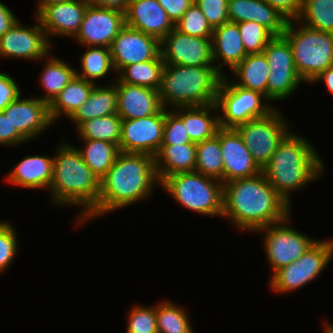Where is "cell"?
<instances>
[{"mask_svg":"<svg viewBox=\"0 0 333 333\" xmlns=\"http://www.w3.org/2000/svg\"><path fill=\"white\" fill-rule=\"evenodd\" d=\"M288 206L263 172L223 184L222 216H230L239 228L257 230L286 222Z\"/></svg>","mask_w":333,"mask_h":333,"instance_id":"6da1fadb","label":"cell"},{"mask_svg":"<svg viewBox=\"0 0 333 333\" xmlns=\"http://www.w3.org/2000/svg\"><path fill=\"white\" fill-rule=\"evenodd\" d=\"M157 180L153 156L120 152L100 181L96 216L148 196Z\"/></svg>","mask_w":333,"mask_h":333,"instance_id":"7a4b0ae2","label":"cell"},{"mask_svg":"<svg viewBox=\"0 0 333 333\" xmlns=\"http://www.w3.org/2000/svg\"><path fill=\"white\" fill-rule=\"evenodd\" d=\"M322 167V162L311 144L302 137L289 133L278 145L262 172L288 204V192L317 178L322 173Z\"/></svg>","mask_w":333,"mask_h":333,"instance_id":"3957f363","label":"cell"},{"mask_svg":"<svg viewBox=\"0 0 333 333\" xmlns=\"http://www.w3.org/2000/svg\"><path fill=\"white\" fill-rule=\"evenodd\" d=\"M54 157L53 177L50 187L55 203L84 205L87 218L96 216L100 195V180L82 160L80 152L63 144Z\"/></svg>","mask_w":333,"mask_h":333,"instance_id":"277c9868","label":"cell"},{"mask_svg":"<svg viewBox=\"0 0 333 333\" xmlns=\"http://www.w3.org/2000/svg\"><path fill=\"white\" fill-rule=\"evenodd\" d=\"M220 67L164 65L158 90L163 108L165 101L179 107L215 104Z\"/></svg>","mask_w":333,"mask_h":333,"instance_id":"5b68a950","label":"cell"},{"mask_svg":"<svg viewBox=\"0 0 333 333\" xmlns=\"http://www.w3.org/2000/svg\"><path fill=\"white\" fill-rule=\"evenodd\" d=\"M294 29L292 21H288L282 36L290 44L294 64L302 81L312 82L321 72L333 66V33L304 25L299 31Z\"/></svg>","mask_w":333,"mask_h":333,"instance_id":"8992f818","label":"cell"},{"mask_svg":"<svg viewBox=\"0 0 333 333\" xmlns=\"http://www.w3.org/2000/svg\"><path fill=\"white\" fill-rule=\"evenodd\" d=\"M212 177L198 172L177 173L160 183L186 208L206 215L223 213V183L213 184Z\"/></svg>","mask_w":333,"mask_h":333,"instance_id":"52a82bcc","label":"cell"},{"mask_svg":"<svg viewBox=\"0 0 333 333\" xmlns=\"http://www.w3.org/2000/svg\"><path fill=\"white\" fill-rule=\"evenodd\" d=\"M274 110L264 117L252 119L234 128L261 169L270 162L278 145L289 134L286 131L287 125Z\"/></svg>","mask_w":333,"mask_h":333,"instance_id":"ba28073f","label":"cell"},{"mask_svg":"<svg viewBox=\"0 0 333 333\" xmlns=\"http://www.w3.org/2000/svg\"><path fill=\"white\" fill-rule=\"evenodd\" d=\"M217 91L216 105L222 108L224 118H219L220 128H235L252 119L266 116L272 107L263 106L260 92L247 90L223 80ZM262 105V106H261Z\"/></svg>","mask_w":333,"mask_h":333,"instance_id":"9c48e42d","label":"cell"},{"mask_svg":"<svg viewBox=\"0 0 333 333\" xmlns=\"http://www.w3.org/2000/svg\"><path fill=\"white\" fill-rule=\"evenodd\" d=\"M333 254V241L316 242L296 262L281 267L273 273L271 286L287 292L302 287L313 280L329 263Z\"/></svg>","mask_w":333,"mask_h":333,"instance_id":"30bf717a","label":"cell"},{"mask_svg":"<svg viewBox=\"0 0 333 333\" xmlns=\"http://www.w3.org/2000/svg\"><path fill=\"white\" fill-rule=\"evenodd\" d=\"M263 53L270 74L267 81V99L288 97L301 82L289 42L283 36H274Z\"/></svg>","mask_w":333,"mask_h":333,"instance_id":"8fae6325","label":"cell"},{"mask_svg":"<svg viewBox=\"0 0 333 333\" xmlns=\"http://www.w3.org/2000/svg\"><path fill=\"white\" fill-rule=\"evenodd\" d=\"M165 109L145 118L122 120L120 152L155 157L163 142Z\"/></svg>","mask_w":333,"mask_h":333,"instance_id":"7c38bea8","label":"cell"},{"mask_svg":"<svg viewBox=\"0 0 333 333\" xmlns=\"http://www.w3.org/2000/svg\"><path fill=\"white\" fill-rule=\"evenodd\" d=\"M210 39L183 34L174 28L160 41L164 65L212 66L215 61Z\"/></svg>","mask_w":333,"mask_h":333,"instance_id":"4fadbf2b","label":"cell"},{"mask_svg":"<svg viewBox=\"0 0 333 333\" xmlns=\"http://www.w3.org/2000/svg\"><path fill=\"white\" fill-rule=\"evenodd\" d=\"M160 49L157 38L125 25L112 41L110 54L114 69L122 71L126 66L154 60Z\"/></svg>","mask_w":333,"mask_h":333,"instance_id":"5bb4252c","label":"cell"},{"mask_svg":"<svg viewBox=\"0 0 333 333\" xmlns=\"http://www.w3.org/2000/svg\"><path fill=\"white\" fill-rule=\"evenodd\" d=\"M124 26V12L89 4L75 37L88 47L97 45L110 48Z\"/></svg>","mask_w":333,"mask_h":333,"instance_id":"9a60e30c","label":"cell"},{"mask_svg":"<svg viewBox=\"0 0 333 333\" xmlns=\"http://www.w3.org/2000/svg\"><path fill=\"white\" fill-rule=\"evenodd\" d=\"M275 225V227L268 225L258 229L268 230L265 239V250L273 272L292 262H296L317 242L289 227L280 226L277 223Z\"/></svg>","mask_w":333,"mask_h":333,"instance_id":"2e32d148","label":"cell"},{"mask_svg":"<svg viewBox=\"0 0 333 333\" xmlns=\"http://www.w3.org/2000/svg\"><path fill=\"white\" fill-rule=\"evenodd\" d=\"M219 140L223 157V184L236 179L250 178L262 172L234 128H220Z\"/></svg>","mask_w":333,"mask_h":333,"instance_id":"e0dca14e","label":"cell"},{"mask_svg":"<svg viewBox=\"0 0 333 333\" xmlns=\"http://www.w3.org/2000/svg\"><path fill=\"white\" fill-rule=\"evenodd\" d=\"M40 25L23 28L18 21L0 38V55L39 59L46 56L50 43Z\"/></svg>","mask_w":333,"mask_h":333,"instance_id":"ac0fdd59","label":"cell"},{"mask_svg":"<svg viewBox=\"0 0 333 333\" xmlns=\"http://www.w3.org/2000/svg\"><path fill=\"white\" fill-rule=\"evenodd\" d=\"M125 25L161 41L175 28L157 0H130L124 12Z\"/></svg>","mask_w":333,"mask_h":333,"instance_id":"d6986e66","label":"cell"},{"mask_svg":"<svg viewBox=\"0 0 333 333\" xmlns=\"http://www.w3.org/2000/svg\"><path fill=\"white\" fill-rule=\"evenodd\" d=\"M89 3L87 0H69L45 6L37 19L47 34L76 36Z\"/></svg>","mask_w":333,"mask_h":333,"instance_id":"ffe728a7","label":"cell"},{"mask_svg":"<svg viewBox=\"0 0 333 333\" xmlns=\"http://www.w3.org/2000/svg\"><path fill=\"white\" fill-rule=\"evenodd\" d=\"M2 112L26 140L33 138L53 122L49 104L40 98L20 100L19 97Z\"/></svg>","mask_w":333,"mask_h":333,"instance_id":"44dd1931","label":"cell"},{"mask_svg":"<svg viewBox=\"0 0 333 333\" xmlns=\"http://www.w3.org/2000/svg\"><path fill=\"white\" fill-rule=\"evenodd\" d=\"M116 83L117 114L122 120L145 118L163 108L158 90L125 84L120 80Z\"/></svg>","mask_w":333,"mask_h":333,"instance_id":"7402d4cb","label":"cell"},{"mask_svg":"<svg viewBox=\"0 0 333 333\" xmlns=\"http://www.w3.org/2000/svg\"><path fill=\"white\" fill-rule=\"evenodd\" d=\"M230 22L254 21L266 27L274 36H282L286 18L264 0H228Z\"/></svg>","mask_w":333,"mask_h":333,"instance_id":"603a6c76","label":"cell"},{"mask_svg":"<svg viewBox=\"0 0 333 333\" xmlns=\"http://www.w3.org/2000/svg\"><path fill=\"white\" fill-rule=\"evenodd\" d=\"M154 161L159 182L165 177L177 173L194 172L196 166V143L161 145L154 157ZM162 163L163 167L161 166Z\"/></svg>","mask_w":333,"mask_h":333,"instance_id":"cb8c5ba5","label":"cell"},{"mask_svg":"<svg viewBox=\"0 0 333 333\" xmlns=\"http://www.w3.org/2000/svg\"><path fill=\"white\" fill-rule=\"evenodd\" d=\"M54 159L42 156L25 157L8 176V180L25 188L50 187Z\"/></svg>","mask_w":333,"mask_h":333,"instance_id":"d4e9b609","label":"cell"},{"mask_svg":"<svg viewBox=\"0 0 333 333\" xmlns=\"http://www.w3.org/2000/svg\"><path fill=\"white\" fill-rule=\"evenodd\" d=\"M212 39L215 43L212 44L213 60L221 56L232 71L247 56L238 23L228 21L214 28Z\"/></svg>","mask_w":333,"mask_h":333,"instance_id":"484cf974","label":"cell"},{"mask_svg":"<svg viewBox=\"0 0 333 333\" xmlns=\"http://www.w3.org/2000/svg\"><path fill=\"white\" fill-rule=\"evenodd\" d=\"M112 114H117L116 85L108 88L94 86L87 101L70 118L79 127L85 121Z\"/></svg>","mask_w":333,"mask_h":333,"instance_id":"4316f807","label":"cell"},{"mask_svg":"<svg viewBox=\"0 0 333 333\" xmlns=\"http://www.w3.org/2000/svg\"><path fill=\"white\" fill-rule=\"evenodd\" d=\"M93 87V83L75 75L49 104L51 120L54 121L61 112L70 118L87 101Z\"/></svg>","mask_w":333,"mask_h":333,"instance_id":"83f0119b","label":"cell"},{"mask_svg":"<svg viewBox=\"0 0 333 333\" xmlns=\"http://www.w3.org/2000/svg\"><path fill=\"white\" fill-rule=\"evenodd\" d=\"M233 70L241 80L239 84L235 82V85L247 90L260 92L267 98V81L270 71L268 61L263 52L247 54Z\"/></svg>","mask_w":333,"mask_h":333,"instance_id":"f1b7e54d","label":"cell"},{"mask_svg":"<svg viewBox=\"0 0 333 333\" xmlns=\"http://www.w3.org/2000/svg\"><path fill=\"white\" fill-rule=\"evenodd\" d=\"M180 108H183L186 114L183 112L182 115L177 114V116L186 126L187 133L192 142H202L214 137L217 134V131L220 129L219 116L218 118L213 119L208 115L210 109H217L216 103Z\"/></svg>","mask_w":333,"mask_h":333,"instance_id":"f546056e","label":"cell"},{"mask_svg":"<svg viewBox=\"0 0 333 333\" xmlns=\"http://www.w3.org/2000/svg\"><path fill=\"white\" fill-rule=\"evenodd\" d=\"M86 143L84 150H78L82 160L90 168V170L101 179L107 174L114 164L118 154L119 147L116 144L102 140L83 139Z\"/></svg>","mask_w":333,"mask_h":333,"instance_id":"4dcf8cb0","label":"cell"},{"mask_svg":"<svg viewBox=\"0 0 333 333\" xmlns=\"http://www.w3.org/2000/svg\"><path fill=\"white\" fill-rule=\"evenodd\" d=\"M163 68L164 61L160 53L154 60L126 66L121 71L119 80L125 84L159 90Z\"/></svg>","mask_w":333,"mask_h":333,"instance_id":"1f68e13d","label":"cell"},{"mask_svg":"<svg viewBox=\"0 0 333 333\" xmlns=\"http://www.w3.org/2000/svg\"><path fill=\"white\" fill-rule=\"evenodd\" d=\"M223 165L218 130L214 137L196 143L195 172L223 181Z\"/></svg>","mask_w":333,"mask_h":333,"instance_id":"d6a6232c","label":"cell"},{"mask_svg":"<svg viewBox=\"0 0 333 333\" xmlns=\"http://www.w3.org/2000/svg\"><path fill=\"white\" fill-rule=\"evenodd\" d=\"M122 119L118 114L83 122L78 131L83 139L102 140L119 147Z\"/></svg>","mask_w":333,"mask_h":333,"instance_id":"836d02e7","label":"cell"},{"mask_svg":"<svg viewBox=\"0 0 333 333\" xmlns=\"http://www.w3.org/2000/svg\"><path fill=\"white\" fill-rule=\"evenodd\" d=\"M57 58H51L41 75V84L47 91V95L41 100L50 104L53 99L76 75V71L65 62Z\"/></svg>","mask_w":333,"mask_h":333,"instance_id":"e575fe53","label":"cell"},{"mask_svg":"<svg viewBox=\"0 0 333 333\" xmlns=\"http://www.w3.org/2000/svg\"><path fill=\"white\" fill-rule=\"evenodd\" d=\"M308 28L333 33V0H302L300 18Z\"/></svg>","mask_w":333,"mask_h":333,"instance_id":"d590c367","label":"cell"},{"mask_svg":"<svg viewBox=\"0 0 333 333\" xmlns=\"http://www.w3.org/2000/svg\"><path fill=\"white\" fill-rule=\"evenodd\" d=\"M156 323L158 333H193L186 313L170 302L157 306Z\"/></svg>","mask_w":333,"mask_h":333,"instance_id":"8d00e7d4","label":"cell"},{"mask_svg":"<svg viewBox=\"0 0 333 333\" xmlns=\"http://www.w3.org/2000/svg\"><path fill=\"white\" fill-rule=\"evenodd\" d=\"M81 62L84 74L76 73V75L91 83H93L91 79L103 77L111 68L114 69L110 48L107 47L95 48L94 46L84 53Z\"/></svg>","mask_w":333,"mask_h":333,"instance_id":"74e56055","label":"cell"},{"mask_svg":"<svg viewBox=\"0 0 333 333\" xmlns=\"http://www.w3.org/2000/svg\"><path fill=\"white\" fill-rule=\"evenodd\" d=\"M175 29L183 34L201 38H212L214 30L195 2L192 3L175 23Z\"/></svg>","mask_w":333,"mask_h":333,"instance_id":"f35d334b","label":"cell"},{"mask_svg":"<svg viewBox=\"0 0 333 333\" xmlns=\"http://www.w3.org/2000/svg\"><path fill=\"white\" fill-rule=\"evenodd\" d=\"M246 54L262 53L274 35L263 25L254 21L238 23Z\"/></svg>","mask_w":333,"mask_h":333,"instance_id":"ab89813d","label":"cell"},{"mask_svg":"<svg viewBox=\"0 0 333 333\" xmlns=\"http://www.w3.org/2000/svg\"><path fill=\"white\" fill-rule=\"evenodd\" d=\"M127 333H158L156 307H136L130 311Z\"/></svg>","mask_w":333,"mask_h":333,"instance_id":"60d3db41","label":"cell"},{"mask_svg":"<svg viewBox=\"0 0 333 333\" xmlns=\"http://www.w3.org/2000/svg\"><path fill=\"white\" fill-rule=\"evenodd\" d=\"M176 114V112L165 111L162 145L194 143L191 141L183 121Z\"/></svg>","mask_w":333,"mask_h":333,"instance_id":"b9f144b4","label":"cell"},{"mask_svg":"<svg viewBox=\"0 0 333 333\" xmlns=\"http://www.w3.org/2000/svg\"><path fill=\"white\" fill-rule=\"evenodd\" d=\"M214 29L229 21L228 0H194Z\"/></svg>","mask_w":333,"mask_h":333,"instance_id":"7bdbcfd3","label":"cell"},{"mask_svg":"<svg viewBox=\"0 0 333 333\" xmlns=\"http://www.w3.org/2000/svg\"><path fill=\"white\" fill-rule=\"evenodd\" d=\"M16 236L9 223L0 222V271L8 267V264L16 254Z\"/></svg>","mask_w":333,"mask_h":333,"instance_id":"ee69618b","label":"cell"},{"mask_svg":"<svg viewBox=\"0 0 333 333\" xmlns=\"http://www.w3.org/2000/svg\"><path fill=\"white\" fill-rule=\"evenodd\" d=\"M20 97L19 87L7 74L0 73V111Z\"/></svg>","mask_w":333,"mask_h":333,"instance_id":"f6af8a7d","label":"cell"},{"mask_svg":"<svg viewBox=\"0 0 333 333\" xmlns=\"http://www.w3.org/2000/svg\"><path fill=\"white\" fill-rule=\"evenodd\" d=\"M26 139L18 132L2 111H0V144H18Z\"/></svg>","mask_w":333,"mask_h":333,"instance_id":"bcb514c9","label":"cell"},{"mask_svg":"<svg viewBox=\"0 0 333 333\" xmlns=\"http://www.w3.org/2000/svg\"><path fill=\"white\" fill-rule=\"evenodd\" d=\"M271 7L282 14L287 21L298 19L302 8V0H264Z\"/></svg>","mask_w":333,"mask_h":333,"instance_id":"7dc6e473","label":"cell"},{"mask_svg":"<svg viewBox=\"0 0 333 333\" xmlns=\"http://www.w3.org/2000/svg\"><path fill=\"white\" fill-rule=\"evenodd\" d=\"M175 24L192 5L194 0H157Z\"/></svg>","mask_w":333,"mask_h":333,"instance_id":"c3c4849f","label":"cell"},{"mask_svg":"<svg viewBox=\"0 0 333 333\" xmlns=\"http://www.w3.org/2000/svg\"><path fill=\"white\" fill-rule=\"evenodd\" d=\"M17 21L8 7L0 2V38L13 26Z\"/></svg>","mask_w":333,"mask_h":333,"instance_id":"681fc988","label":"cell"},{"mask_svg":"<svg viewBox=\"0 0 333 333\" xmlns=\"http://www.w3.org/2000/svg\"><path fill=\"white\" fill-rule=\"evenodd\" d=\"M87 1L89 4L97 7L117 9L122 12H125L128 2L130 0H87Z\"/></svg>","mask_w":333,"mask_h":333,"instance_id":"f907efd6","label":"cell"},{"mask_svg":"<svg viewBox=\"0 0 333 333\" xmlns=\"http://www.w3.org/2000/svg\"><path fill=\"white\" fill-rule=\"evenodd\" d=\"M318 79H323L328 89L333 94V66L328 67L326 70L321 72L312 82Z\"/></svg>","mask_w":333,"mask_h":333,"instance_id":"816d5d0a","label":"cell"},{"mask_svg":"<svg viewBox=\"0 0 333 333\" xmlns=\"http://www.w3.org/2000/svg\"><path fill=\"white\" fill-rule=\"evenodd\" d=\"M66 1H69V0H41V2L39 4L40 6L38 7L37 11L39 13L45 6L58 4L61 2H66Z\"/></svg>","mask_w":333,"mask_h":333,"instance_id":"f5cc1de1","label":"cell"},{"mask_svg":"<svg viewBox=\"0 0 333 333\" xmlns=\"http://www.w3.org/2000/svg\"><path fill=\"white\" fill-rule=\"evenodd\" d=\"M327 325V327H326V333H333V326H330V325H328V324H326Z\"/></svg>","mask_w":333,"mask_h":333,"instance_id":"db71d44e","label":"cell"}]
</instances>
